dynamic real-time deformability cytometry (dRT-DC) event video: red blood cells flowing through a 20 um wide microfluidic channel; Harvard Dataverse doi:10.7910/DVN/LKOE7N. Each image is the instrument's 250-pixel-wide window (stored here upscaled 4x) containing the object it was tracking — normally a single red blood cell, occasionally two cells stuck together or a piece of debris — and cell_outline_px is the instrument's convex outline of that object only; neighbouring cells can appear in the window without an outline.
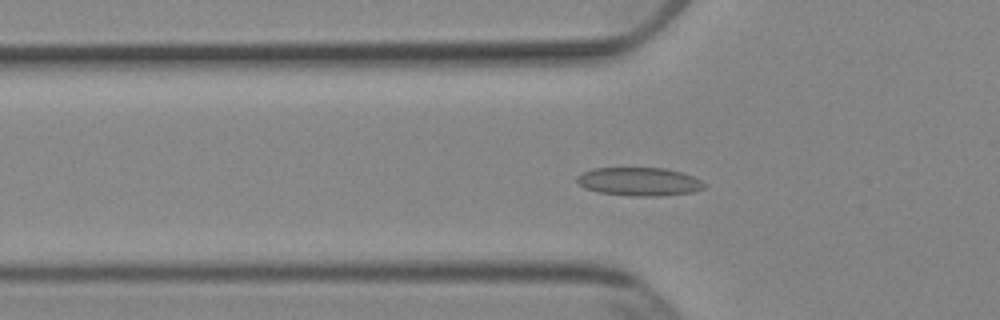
{"species": "Egyptian fruit bat (a non-hibernating species)", "species_latin": "Rousettus aegyptiacus", "temperature_condition": "cold", "stored_images_in_passage": 45, "camera_frame_rate_fps": 3000, "um_per_image_px": 0.085, "animal": {"sex": "female"}, "frame": {"image": 1, "passage_image": 18, "time_ms": 5.667, "image_size_px": [1000, 320], "cell_outline_px": [[708, 184], [704, 188], [692, 192], [660, 196], [632, 196], [600, 192], [584, 188], [576, 184], [576, 176], [580, 172], [592, 168], [664, 168], [680, 172], [692, 176]], "centroid_in_image_um": [54.28, 15.43], "position_along_channel_um": 71.5, "area_um2": 21.21}}
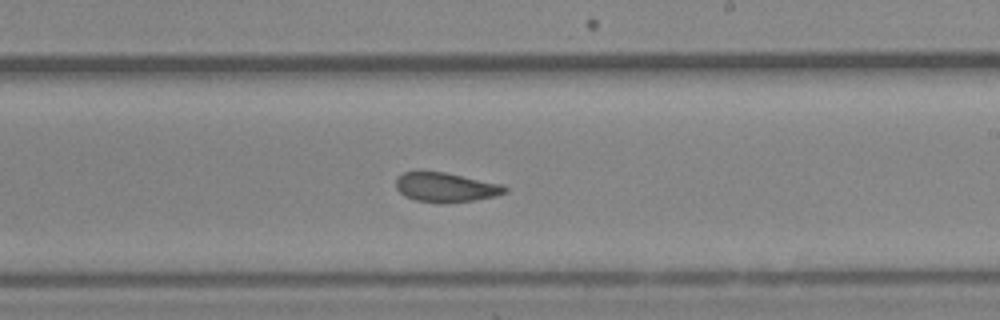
{"frame": {"image": 2, "passage_image": 32, "time_ms": 10.333, "image_size_px": [1000, 320], "cell_outline_px": [[508, 192], [496, 196], [472, 200], [440, 204], [416, 200], [404, 196], [396, 188], [396, 176], [404, 172], [444, 172], [500, 184], [508, 188]], "centroid_in_image_um": [37.86, 15.93], "position_along_channel_um": 251.1, "area_um2": 18.61}}
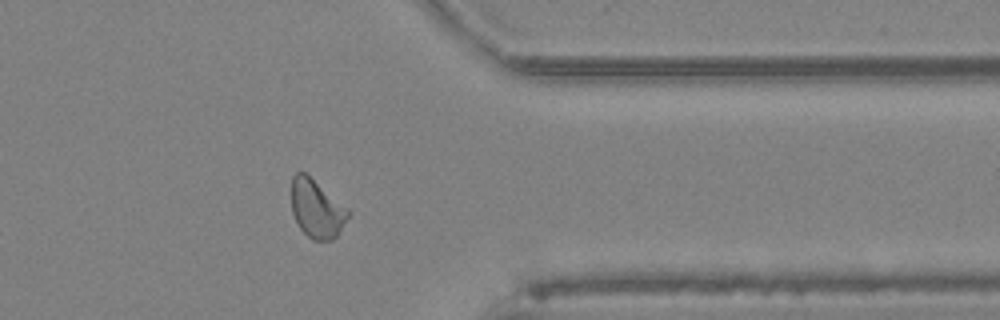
{"frame": {"image": 3, "passage_image": 43, "time_ms": 14.0, "image_size_px": [1000, 320], "cell_outline_px": [[352, 212], [336, 236], [332, 240], [312, 240], [300, 228], [292, 212], [292, 176], [296, 172], [304, 172], [348, 208]], "centroid_in_image_um": [26.93, 17.75], "position_along_channel_um": 384.5, "area_um2": 19.02}, "authors_computed_cell_mechanics": {"area_um2": 19.8254, "velocity_mm_per_s": 3.8684, "shape_relaxation_time_tau1_ms": null, "shape_relaxation_time_tau2_ms": 2.0346, "deformation_change_tau1": null, "deformation_change_tau2": 0.0576}}